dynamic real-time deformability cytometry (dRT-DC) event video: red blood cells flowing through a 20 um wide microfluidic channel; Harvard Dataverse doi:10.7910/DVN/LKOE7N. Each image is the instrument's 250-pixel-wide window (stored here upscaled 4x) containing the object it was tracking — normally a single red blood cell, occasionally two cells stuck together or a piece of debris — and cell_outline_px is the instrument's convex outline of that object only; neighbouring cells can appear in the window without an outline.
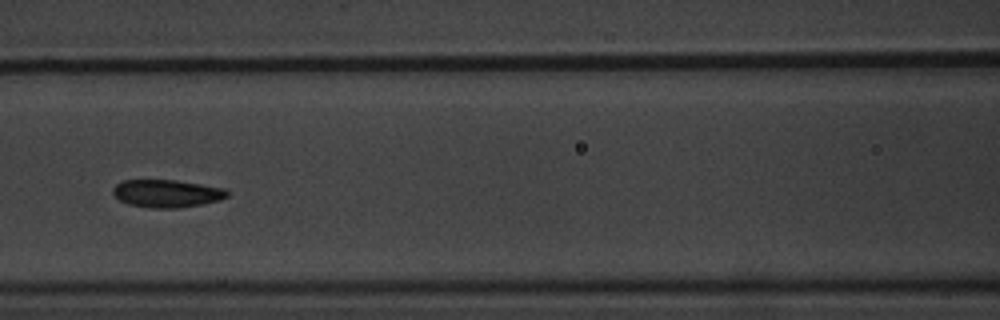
{"species": "common noctule bat (a hibernating species)", "species_latin": "Nyctalus noctula", "temperature_condition": "warm", "stored_images_in_passage": 14, "camera_frame_rate_fps": 3000, "um_per_image_px": 0.085, "animal": {"sex": "male", "body_mass_g": 20.1, "forearm_length_mm": 53.5}, "frame": {"image": 1, "passage_image": 7, "time_ms": 8.333, "image_size_px": [1000, 320], "cell_outline_px": [[228, 196], [220, 200], [204, 204], [176, 208], [152, 208], [128, 204], [120, 200], [112, 192], [112, 188], [116, 184], [124, 180], [176, 180], [224, 188], [228, 192]], "centroid_in_image_um": [14.18, 16.45], "position_along_channel_um": 152.4, "area_um2": 18.44}}
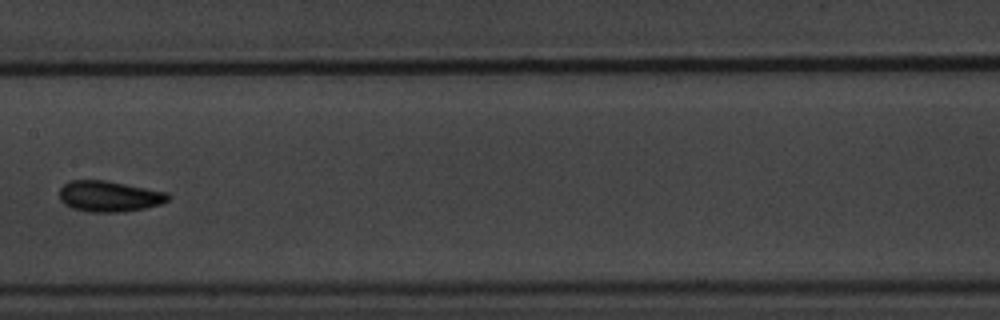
{"frame": {"image": 2, "passage_image": 8, "time_ms": 9.667, "image_size_px": [1000, 320], "cell_outline_px": [[172, 196], [168, 200], [160, 204], [144, 208], [124, 212], [92, 212], [72, 208], [64, 204], [60, 200], [60, 188], [68, 180], [104, 180], [168, 192]], "centroid_in_image_um": [9.28, 16.68], "position_along_channel_um": 198.1, "area_um2": 19.59}, "authors_computed_cell_mechanics": {"area_um2": 18.2937, "velocity_mm_per_s": 3.4272, "shape_relaxation_time_tau1_ms": 3.0159, "shape_relaxation_time_tau2_ms": 1.962, "deformation_change_tau1": 0.0798, "deformation_change_tau2": 0.0454}}